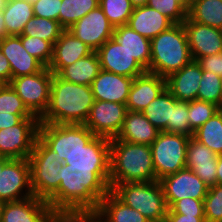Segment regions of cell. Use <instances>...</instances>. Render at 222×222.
Instances as JSON below:
<instances>
[{"mask_svg": "<svg viewBox=\"0 0 222 222\" xmlns=\"http://www.w3.org/2000/svg\"><path fill=\"white\" fill-rule=\"evenodd\" d=\"M149 0H130L131 5L135 7L145 6Z\"/></svg>", "mask_w": 222, "mask_h": 222, "instance_id": "cell-54", "label": "cell"}, {"mask_svg": "<svg viewBox=\"0 0 222 222\" xmlns=\"http://www.w3.org/2000/svg\"><path fill=\"white\" fill-rule=\"evenodd\" d=\"M25 189V190H24ZM34 196L28 159L0 160V200L12 202Z\"/></svg>", "mask_w": 222, "mask_h": 222, "instance_id": "cell-10", "label": "cell"}, {"mask_svg": "<svg viewBox=\"0 0 222 222\" xmlns=\"http://www.w3.org/2000/svg\"><path fill=\"white\" fill-rule=\"evenodd\" d=\"M175 105L176 98L165 88L142 113L159 131L167 132L168 123H172L173 107Z\"/></svg>", "mask_w": 222, "mask_h": 222, "instance_id": "cell-30", "label": "cell"}, {"mask_svg": "<svg viewBox=\"0 0 222 222\" xmlns=\"http://www.w3.org/2000/svg\"><path fill=\"white\" fill-rule=\"evenodd\" d=\"M167 132L193 137L194 132L190 129L187 101L176 99V105L173 107L172 123H168Z\"/></svg>", "mask_w": 222, "mask_h": 222, "instance_id": "cell-42", "label": "cell"}, {"mask_svg": "<svg viewBox=\"0 0 222 222\" xmlns=\"http://www.w3.org/2000/svg\"><path fill=\"white\" fill-rule=\"evenodd\" d=\"M2 12L8 35H21L25 24L34 16L32 4L27 0H8Z\"/></svg>", "mask_w": 222, "mask_h": 222, "instance_id": "cell-31", "label": "cell"}, {"mask_svg": "<svg viewBox=\"0 0 222 222\" xmlns=\"http://www.w3.org/2000/svg\"><path fill=\"white\" fill-rule=\"evenodd\" d=\"M96 53L102 70L132 78L147 72L113 37L107 40Z\"/></svg>", "mask_w": 222, "mask_h": 222, "instance_id": "cell-16", "label": "cell"}, {"mask_svg": "<svg viewBox=\"0 0 222 222\" xmlns=\"http://www.w3.org/2000/svg\"><path fill=\"white\" fill-rule=\"evenodd\" d=\"M150 145L110 139V189L117 184L156 181Z\"/></svg>", "mask_w": 222, "mask_h": 222, "instance_id": "cell-3", "label": "cell"}, {"mask_svg": "<svg viewBox=\"0 0 222 222\" xmlns=\"http://www.w3.org/2000/svg\"><path fill=\"white\" fill-rule=\"evenodd\" d=\"M3 205H4V202L0 200V221H1V213H2Z\"/></svg>", "mask_w": 222, "mask_h": 222, "instance_id": "cell-56", "label": "cell"}, {"mask_svg": "<svg viewBox=\"0 0 222 222\" xmlns=\"http://www.w3.org/2000/svg\"><path fill=\"white\" fill-rule=\"evenodd\" d=\"M99 6L114 27L128 24L134 9L130 0H99Z\"/></svg>", "mask_w": 222, "mask_h": 222, "instance_id": "cell-36", "label": "cell"}, {"mask_svg": "<svg viewBox=\"0 0 222 222\" xmlns=\"http://www.w3.org/2000/svg\"><path fill=\"white\" fill-rule=\"evenodd\" d=\"M56 158L55 151L37 137L33 151L28 157L31 188L35 197L47 201L59 189V170L63 162L57 161Z\"/></svg>", "mask_w": 222, "mask_h": 222, "instance_id": "cell-6", "label": "cell"}, {"mask_svg": "<svg viewBox=\"0 0 222 222\" xmlns=\"http://www.w3.org/2000/svg\"><path fill=\"white\" fill-rule=\"evenodd\" d=\"M68 168L110 169V139L95 136L82 149L73 153L63 162Z\"/></svg>", "mask_w": 222, "mask_h": 222, "instance_id": "cell-18", "label": "cell"}, {"mask_svg": "<svg viewBox=\"0 0 222 222\" xmlns=\"http://www.w3.org/2000/svg\"><path fill=\"white\" fill-rule=\"evenodd\" d=\"M93 50L75 37L70 31L64 30L53 45V56L48 66L53 74H58L64 67L88 56Z\"/></svg>", "mask_w": 222, "mask_h": 222, "instance_id": "cell-24", "label": "cell"}, {"mask_svg": "<svg viewBox=\"0 0 222 222\" xmlns=\"http://www.w3.org/2000/svg\"><path fill=\"white\" fill-rule=\"evenodd\" d=\"M193 138L215 154H222V108L193 133Z\"/></svg>", "mask_w": 222, "mask_h": 222, "instance_id": "cell-33", "label": "cell"}, {"mask_svg": "<svg viewBox=\"0 0 222 222\" xmlns=\"http://www.w3.org/2000/svg\"><path fill=\"white\" fill-rule=\"evenodd\" d=\"M201 78V66L192 60L166 78V88L179 101H193L197 99Z\"/></svg>", "mask_w": 222, "mask_h": 222, "instance_id": "cell-23", "label": "cell"}, {"mask_svg": "<svg viewBox=\"0 0 222 222\" xmlns=\"http://www.w3.org/2000/svg\"><path fill=\"white\" fill-rule=\"evenodd\" d=\"M187 13L190 10L193 0H175Z\"/></svg>", "mask_w": 222, "mask_h": 222, "instance_id": "cell-53", "label": "cell"}, {"mask_svg": "<svg viewBox=\"0 0 222 222\" xmlns=\"http://www.w3.org/2000/svg\"><path fill=\"white\" fill-rule=\"evenodd\" d=\"M7 36L9 35L7 34V29L4 22V15L2 10H0V41Z\"/></svg>", "mask_w": 222, "mask_h": 222, "instance_id": "cell-52", "label": "cell"}, {"mask_svg": "<svg viewBox=\"0 0 222 222\" xmlns=\"http://www.w3.org/2000/svg\"><path fill=\"white\" fill-rule=\"evenodd\" d=\"M203 207L206 222H222V185L209 188Z\"/></svg>", "mask_w": 222, "mask_h": 222, "instance_id": "cell-41", "label": "cell"}, {"mask_svg": "<svg viewBox=\"0 0 222 222\" xmlns=\"http://www.w3.org/2000/svg\"><path fill=\"white\" fill-rule=\"evenodd\" d=\"M167 213H178L194 217H205L203 200H196L190 197L183 198L176 201L170 208H168Z\"/></svg>", "mask_w": 222, "mask_h": 222, "instance_id": "cell-44", "label": "cell"}, {"mask_svg": "<svg viewBox=\"0 0 222 222\" xmlns=\"http://www.w3.org/2000/svg\"><path fill=\"white\" fill-rule=\"evenodd\" d=\"M100 70L98 55L93 51L88 56L64 67L57 75L67 82L91 86Z\"/></svg>", "mask_w": 222, "mask_h": 222, "instance_id": "cell-29", "label": "cell"}, {"mask_svg": "<svg viewBox=\"0 0 222 222\" xmlns=\"http://www.w3.org/2000/svg\"><path fill=\"white\" fill-rule=\"evenodd\" d=\"M197 62L200 64L202 70L222 76V52L204 56L199 58Z\"/></svg>", "mask_w": 222, "mask_h": 222, "instance_id": "cell-46", "label": "cell"}, {"mask_svg": "<svg viewBox=\"0 0 222 222\" xmlns=\"http://www.w3.org/2000/svg\"><path fill=\"white\" fill-rule=\"evenodd\" d=\"M24 118H38L33 114L0 113V130L19 124Z\"/></svg>", "mask_w": 222, "mask_h": 222, "instance_id": "cell-48", "label": "cell"}, {"mask_svg": "<svg viewBox=\"0 0 222 222\" xmlns=\"http://www.w3.org/2000/svg\"><path fill=\"white\" fill-rule=\"evenodd\" d=\"M98 6L99 0H62L59 23L67 30Z\"/></svg>", "mask_w": 222, "mask_h": 222, "instance_id": "cell-35", "label": "cell"}, {"mask_svg": "<svg viewBox=\"0 0 222 222\" xmlns=\"http://www.w3.org/2000/svg\"><path fill=\"white\" fill-rule=\"evenodd\" d=\"M216 184L222 185V154L217 157Z\"/></svg>", "mask_w": 222, "mask_h": 222, "instance_id": "cell-51", "label": "cell"}, {"mask_svg": "<svg viewBox=\"0 0 222 222\" xmlns=\"http://www.w3.org/2000/svg\"><path fill=\"white\" fill-rule=\"evenodd\" d=\"M39 118H24L0 130V152L11 159H28L38 137Z\"/></svg>", "mask_w": 222, "mask_h": 222, "instance_id": "cell-11", "label": "cell"}, {"mask_svg": "<svg viewBox=\"0 0 222 222\" xmlns=\"http://www.w3.org/2000/svg\"><path fill=\"white\" fill-rule=\"evenodd\" d=\"M159 133L160 131L146 119L142 112L128 110L116 139L133 144L151 145Z\"/></svg>", "mask_w": 222, "mask_h": 222, "instance_id": "cell-26", "label": "cell"}, {"mask_svg": "<svg viewBox=\"0 0 222 222\" xmlns=\"http://www.w3.org/2000/svg\"><path fill=\"white\" fill-rule=\"evenodd\" d=\"M217 157L206 145L190 137L185 168L192 170L210 188L216 185Z\"/></svg>", "mask_w": 222, "mask_h": 222, "instance_id": "cell-19", "label": "cell"}, {"mask_svg": "<svg viewBox=\"0 0 222 222\" xmlns=\"http://www.w3.org/2000/svg\"><path fill=\"white\" fill-rule=\"evenodd\" d=\"M96 135L84 124H52L40 123L38 137L57 156V161L68 158L82 149Z\"/></svg>", "mask_w": 222, "mask_h": 222, "instance_id": "cell-7", "label": "cell"}, {"mask_svg": "<svg viewBox=\"0 0 222 222\" xmlns=\"http://www.w3.org/2000/svg\"><path fill=\"white\" fill-rule=\"evenodd\" d=\"M4 157V155L0 152V160Z\"/></svg>", "mask_w": 222, "mask_h": 222, "instance_id": "cell-58", "label": "cell"}, {"mask_svg": "<svg viewBox=\"0 0 222 222\" xmlns=\"http://www.w3.org/2000/svg\"><path fill=\"white\" fill-rule=\"evenodd\" d=\"M147 5L169 18L174 24H182L187 18V12L175 0H149Z\"/></svg>", "mask_w": 222, "mask_h": 222, "instance_id": "cell-43", "label": "cell"}, {"mask_svg": "<svg viewBox=\"0 0 222 222\" xmlns=\"http://www.w3.org/2000/svg\"><path fill=\"white\" fill-rule=\"evenodd\" d=\"M133 79L101 69L91 84L94 100L126 104Z\"/></svg>", "mask_w": 222, "mask_h": 222, "instance_id": "cell-20", "label": "cell"}, {"mask_svg": "<svg viewBox=\"0 0 222 222\" xmlns=\"http://www.w3.org/2000/svg\"><path fill=\"white\" fill-rule=\"evenodd\" d=\"M128 25L140 35L152 40L162 31L173 26L174 23L159 11L145 5L133 9Z\"/></svg>", "mask_w": 222, "mask_h": 222, "instance_id": "cell-25", "label": "cell"}, {"mask_svg": "<svg viewBox=\"0 0 222 222\" xmlns=\"http://www.w3.org/2000/svg\"><path fill=\"white\" fill-rule=\"evenodd\" d=\"M197 99L211 102L222 108L221 76L202 70Z\"/></svg>", "mask_w": 222, "mask_h": 222, "instance_id": "cell-37", "label": "cell"}, {"mask_svg": "<svg viewBox=\"0 0 222 222\" xmlns=\"http://www.w3.org/2000/svg\"><path fill=\"white\" fill-rule=\"evenodd\" d=\"M59 175V189L47 200L59 217L73 212H95L111 191L110 169L68 168L63 163Z\"/></svg>", "mask_w": 222, "mask_h": 222, "instance_id": "cell-1", "label": "cell"}, {"mask_svg": "<svg viewBox=\"0 0 222 222\" xmlns=\"http://www.w3.org/2000/svg\"><path fill=\"white\" fill-rule=\"evenodd\" d=\"M166 88V78L149 72L135 77L131 84L127 110L142 112Z\"/></svg>", "mask_w": 222, "mask_h": 222, "instance_id": "cell-21", "label": "cell"}, {"mask_svg": "<svg viewBox=\"0 0 222 222\" xmlns=\"http://www.w3.org/2000/svg\"><path fill=\"white\" fill-rule=\"evenodd\" d=\"M111 191L150 222L165 221L168 207L160 181L117 184Z\"/></svg>", "mask_w": 222, "mask_h": 222, "instance_id": "cell-5", "label": "cell"}, {"mask_svg": "<svg viewBox=\"0 0 222 222\" xmlns=\"http://www.w3.org/2000/svg\"><path fill=\"white\" fill-rule=\"evenodd\" d=\"M67 30L93 51H97L107 40L113 37L114 26L108 21L101 7L98 6Z\"/></svg>", "mask_w": 222, "mask_h": 222, "instance_id": "cell-14", "label": "cell"}, {"mask_svg": "<svg viewBox=\"0 0 222 222\" xmlns=\"http://www.w3.org/2000/svg\"><path fill=\"white\" fill-rule=\"evenodd\" d=\"M187 16L199 24L222 29V0H193Z\"/></svg>", "mask_w": 222, "mask_h": 222, "instance_id": "cell-32", "label": "cell"}, {"mask_svg": "<svg viewBox=\"0 0 222 222\" xmlns=\"http://www.w3.org/2000/svg\"><path fill=\"white\" fill-rule=\"evenodd\" d=\"M113 38L149 72L151 40L134 31L128 24L114 27Z\"/></svg>", "mask_w": 222, "mask_h": 222, "instance_id": "cell-27", "label": "cell"}, {"mask_svg": "<svg viewBox=\"0 0 222 222\" xmlns=\"http://www.w3.org/2000/svg\"><path fill=\"white\" fill-rule=\"evenodd\" d=\"M62 0H39L32 4L34 16L59 22V11Z\"/></svg>", "mask_w": 222, "mask_h": 222, "instance_id": "cell-45", "label": "cell"}, {"mask_svg": "<svg viewBox=\"0 0 222 222\" xmlns=\"http://www.w3.org/2000/svg\"><path fill=\"white\" fill-rule=\"evenodd\" d=\"M164 222H206L205 217H194L185 214L167 213Z\"/></svg>", "mask_w": 222, "mask_h": 222, "instance_id": "cell-50", "label": "cell"}, {"mask_svg": "<svg viewBox=\"0 0 222 222\" xmlns=\"http://www.w3.org/2000/svg\"><path fill=\"white\" fill-rule=\"evenodd\" d=\"M29 3L34 4L35 2L39 1V0H27Z\"/></svg>", "mask_w": 222, "mask_h": 222, "instance_id": "cell-57", "label": "cell"}, {"mask_svg": "<svg viewBox=\"0 0 222 222\" xmlns=\"http://www.w3.org/2000/svg\"><path fill=\"white\" fill-rule=\"evenodd\" d=\"M159 181L168 208L183 198L203 200L209 190V187L192 170L187 168L169 174Z\"/></svg>", "mask_w": 222, "mask_h": 222, "instance_id": "cell-13", "label": "cell"}, {"mask_svg": "<svg viewBox=\"0 0 222 222\" xmlns=\"http://www.w3.org/2000/svg\"><path fill=\"white\" fill-rule=\"evenodd\" d=\"M64 30L58 21L33 16L25 24L21 35L40 38L54 45Z\"/></svg>", "mask_w": 222, "mask_h": 222, "instance_id": "cell-34", "label": "cell"}, {"mask_svg": "<svg viewBox=\"0 0 222 222\" xmlns=\"http://www.w3.org/2000/svg\"><path fill=\"white\" fill-rule=\"evenodd\" d=\"M105 222H150L139 211L123 203L110 191L95 211Z\"/></svg>", "mask_w": 222, "mask_h": 222, "instance_id": "cell-28", "label": "cell"}, {"mask_svg": "<svg viewBox=\"0 0 222 222\" xmlns=\"http://www.w3.org/2000/svg\"><path fill=\"white\" fill-rule=\"evenodd\" d=\"M189 140L190 137L184 134L160 131L156 140L150 145L158 181L185 168Z\"/></svg>", "mask_w": 222, "mask_h": 222, "instance_id": "cell-8", "label": "cell"}, {"mask_svg": "<svg viewBox=\"0 0 222 222\" xmlns=\"http://www.w3.org/2000/svg\"><path fill=\"white\" fill-rule=\"evenodd\" d=\"M59 222H105L96 212H73L59 217Z\"/></svg>", "mask_w": 222, "mask_h": 222, "instance_id": "cell-47", "label": "cell"}, {"mask_svg": "<svg viewBox=\"0 0 222 222\" xmlns=\"http://www.w3.org/2000/svg\"><path fill=\"white\" fill-rule=\"evenodd\" d=\"M0 49L11 68V78L40 72L44 66L31 56L17 35H9L0 41Z\"/></svg>", "mask_w": 222, "mask_h": 222, "instance_id": "cell-22", "label": "cell"}, {"mask_svg": "<svg viewBox=\"0 0 222 222\" xmlns=\"http://www.w3.org/2000/svg\"><path fill=\"white\" fill-rule=\"evenodd\" d=\"M0 113L32 114L10 84H0Z\"/></svg>", "mask_w": 222, "mask_h": 222, "instance_id": "cell-40", "label": "cell"}, {"mask_svg": "<svg viewBox=\"0 0 222 222\" xmlns=\"http://www.w3.org/2000/svg\"><path fill=\"white\" fill-rule=\"evenodd\" d=\"M91 86L75 84L53 74L49 103L40 123L84 124L94 104Z\"/></svg>", "mask_w": 222, "mask_h": 222, "instance_id": "cell-2", "label": "cell"}, {"mask_svg": "<svg viewBox=\"0 0 222 222\" xmlns=\"http://www.w3.org/2000/svg\"><path fill=\"white\" fill-rule=\"evenodd\" d=\"M10 81H11L10 64L0 49V84H9Z\"/></svg>", "mask_w": 222, "mask_h": 222, "instance_id": "cell-49", "label": "cell"}, {"mask_svg": "<svg viewBox=\"0 0 222 222\" xmlns=\"http://www.w3.org/2000/svg\"><path fill=\"white\" fill-rule=\"evenodd\" d=\"M59 216L46 200L35 196L4 202L0 222H58Z\"/></svg>", "mask_w": 222, "mask_h": 222, "instance_id": "cell-15", "label": "cell"}, {"mask_svg": "<svg viewBox=\"0 0 222 222\" xmlns=\"http://www.w3.org/2000/svg\"><path fill=\"white\" fill-rule=\"evenodd\" d=\"M26 51L35 57L44 67L49 66L53 56V45L40 38L18 35Z\"/></svg>", "mask_w": 222, "mask_h": 222, "instance_id": "cell-39", "label": "cell"}, {"mask_svg": "<svg viewBox=\"0 0 222 222\" xmlns=\"http://www.w3.org/2000/svg\"><path fill=\"white\" fill-rule=\"evenodd\" d=\"M221 108L214 103L195 99L188 101V117L190 129L195 132Z\"/></svg>", "mask_w": 222, "mask_h": 222, "instance_id": "cell-38", "label": "cell"}, {"mask_svg": "<svg viewBox=\"0 0 222 222\" xmlns=\"http://www.w3.org/2000/svg\"><path fill=\"white\" fill-rule=\"evenodd\" d=\"M52 78L53 73L44 67L38 73L11 78L9 84L27 109L40 118L48 107Z\"/></svg>", "mask_w": 222, "mask_h": 222, "instance_id": "cell-9", "label": "cell"}, {"mask_svg": "<svg viewBox=\"0 0 222 222\" xmlns=\"http://www.w3.org/2000/svg\"><path fill=\"white\" fill-rule=\"evenodd\" d=\"M193 60L222 52V30L199 24L188 16L183 22Z\"/></svg>", "mask_w": 222, "mask_h": 222, "instance_id": "cell-17", "label": "cell"}, {"mask_svg": "<svg viewBox=\"0 0 222 222\" xmlns=\"http://www.w3.org/2000/svg\"><path fill=\"white\" fill-rule=\"evenodd\" d=\"M127 111L125 104L95 100L84 125L96 136L116 138L122 129Z\"/></svg>", "mask_w": 222, "mask_h": 222, "instance_id": "cell-12", "label": "cell"}, {"mask_svg": "<svg viewBox=\"0 0 222 222\" xmlns=\"http://www.w3.org/2000/svg\"><path fill=\"white\" fill-rule=\"evenodd\" d=\"M149 73L167 78L193 58L182 24H174L151 40Z\"/></svg>", "mask_w": 222, "mask_h": 222, "instance_id": "cell-4", "label": "cell"}, {"mask_svg": "<svg viewBox=\"0 0 222 222\" xmlns=\"http://www.w3.org/2000/svg\"><path fill=\"white\" fill-rule=\"evenodd\" d=\"M8 0H0V10H3L6 6Z\"/></svg>", "mask_w": 222, "mask_h": 222, "instance_id": "cell-55", "label": "cell"}]
</instances>
